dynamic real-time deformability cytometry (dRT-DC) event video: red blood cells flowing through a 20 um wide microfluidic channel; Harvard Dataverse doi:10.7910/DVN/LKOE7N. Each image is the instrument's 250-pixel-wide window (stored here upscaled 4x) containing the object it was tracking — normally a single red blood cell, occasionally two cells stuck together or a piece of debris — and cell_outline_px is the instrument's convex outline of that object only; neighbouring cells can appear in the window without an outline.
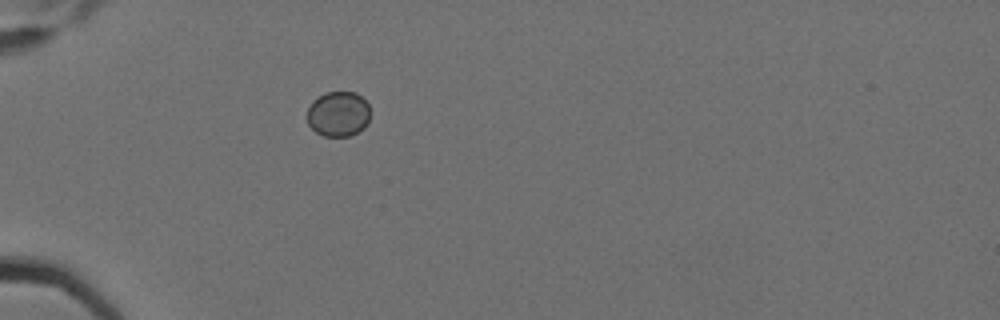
{"species": "Egyptian fruit bat (a non-hibernating species)", "species_latin": "Rousettus aegyptiacus", "temperature_condition": "cold", "stored_images_in_passage": 2, "camera_frame_rate_fps": 3000, "um_per_image_px": 0.085, "animal": {"sex": "female"}, "frame": {"image": 1, "passage_image": 1, "time_ms": 0.0, "image_size_px": [1000, 320], "cell_outline_px": [[368, 124], [364, 128], [348, 136], [324, 136], [316, 132], [308, 124], [308, 108], [312, 100], [324, 92], [356, 92], [368, 104]], "centroid_in_image_um": [28.73, 9.68], "position_along_channel_um": 56.3, "area_um2": 16.53}}